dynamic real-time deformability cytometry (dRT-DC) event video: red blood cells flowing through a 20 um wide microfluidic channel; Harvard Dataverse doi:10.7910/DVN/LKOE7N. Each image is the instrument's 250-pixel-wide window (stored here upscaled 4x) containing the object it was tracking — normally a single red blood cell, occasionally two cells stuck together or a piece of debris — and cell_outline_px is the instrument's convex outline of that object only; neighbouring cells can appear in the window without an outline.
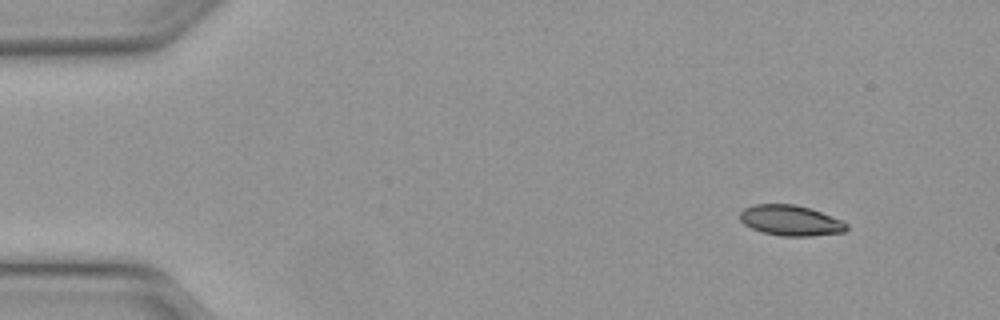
{"species": "Egyptian fruit bat (a non-hibernating species)", "species_latin": "Rousettus aegyptiacus", "temperature_condition": "warm", "stored_images_in_passage": 45, "camera_frame_rate_fps": 3000, "um_per_image_px": 0.085, "animal": {"sex": "female"}, "frame": {"image": 1, "passage_image": 1, "time_ms": 0.0, "image_size_px": [1000, 320], "cell_outline_px": [[848, 228], [844, 232], [812, 236], [780, 236], [760, 232], [744, 224], [740, 220], [740, 212], [744, 208], [756, 204], [792, 204], [808, 208], [820, 212], [840, 220], [848, 224]], "centroid_in_image_um": [67.17, 18.75], "position_along_channel_um": 17.8, "area_um2": 18.84}}
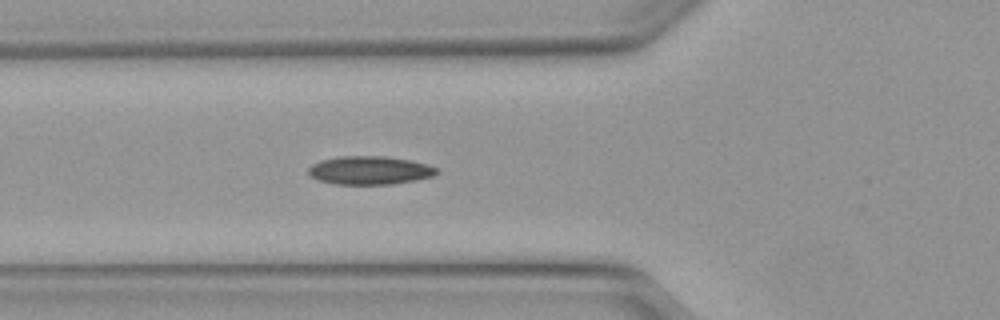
{"frame": {"image": 2, "passage_image": 14, "time_ms": 4.333, "image_size_px": [1000, 320], "cell_outline_px": [[440, 172], [432, 176], [416, 180], [392, 184], [332, 184], [320, 180], [312, 176], [308, 172], [308, 168], [312, 164], [320, 160], [340, 156], [384, 156], [408, 160], [428, 164], [440, 168]], "centroid_in_image_um": [31.46, 14.47], "position_along_channel_um": 94.3, "area_um2": 21.27}}
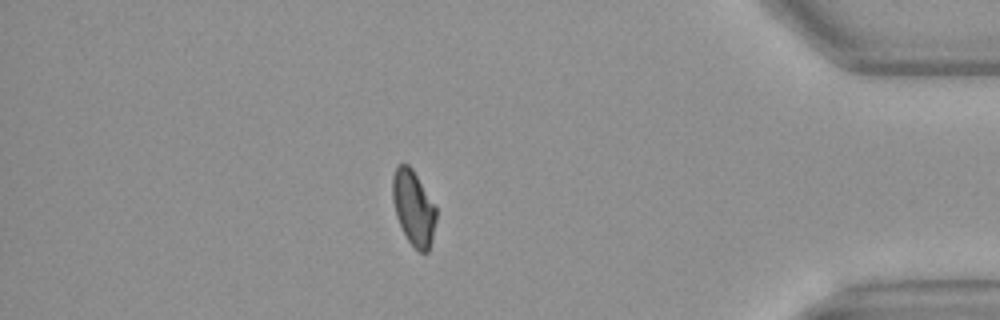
{"frame": {"image": 3, "passage_image": 39, "time_ms": 12.667, "image_size_px": [1000, 320], "cell_outline_px": [[436, 220], [432, 240], [428, 252], [420, 252], [408, 240], [396, 216], [392, 200], [392, 176], [396, 168], [400, 164], [408, 164], [412, 168], [436, 208]], "centroid_in_image_um": [35.14, 17.66], "position_along_channel_um": 400.1, "area_um2": 18.79}, "authors_computed_cell_mechanics": {"area_um2": 20.0566, "velocity_mm_per_s": 4.1274, "shape_relaxation_time_tau1_ms": 8.3828, "shape_relaxation_time_tau2_ms": 2.9621, "deformation_change_tau1": 0.1879, "deformation_change_tau2": 0.0656}}